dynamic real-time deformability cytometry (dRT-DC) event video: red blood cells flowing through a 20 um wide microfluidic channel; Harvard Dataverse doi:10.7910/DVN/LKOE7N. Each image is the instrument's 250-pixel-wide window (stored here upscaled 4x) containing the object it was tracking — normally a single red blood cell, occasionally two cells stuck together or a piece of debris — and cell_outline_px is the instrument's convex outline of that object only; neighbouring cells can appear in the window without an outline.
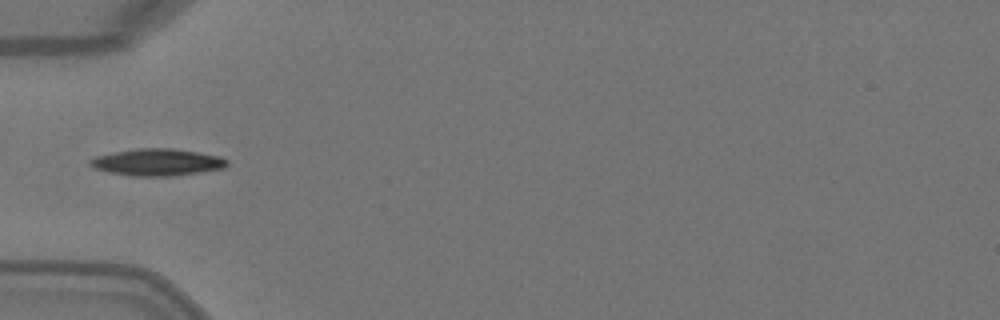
{"species": "Egyptian fruit bat (a non-hibernating species)", "species_latin": "Rousettus aegyptiacus", "temperature_condition": "warm", "stored_images_in_passage": 3, "camera_frame_rate_fps": 3000, "um_per_image_px": 0.085, "animal": {"sex": "female"}, "frame": {"image": 1, "passage_image": 2, "time_ms": 0.333, "image_size_px": [1000, 320], "cell_outline_px": [[228, 164], [224, 168], [172, 176], [132, 176], [108, 172], [92, 168], [88, 164], [88, 160], [96, 156], [116, 152], [140, 148], [172, 148], [220, 156], [228, 160]], "centroid_in_image_um": [13.34, 13.79], "position_along_channel_um": 71.7, "area_um2": 21.44}}